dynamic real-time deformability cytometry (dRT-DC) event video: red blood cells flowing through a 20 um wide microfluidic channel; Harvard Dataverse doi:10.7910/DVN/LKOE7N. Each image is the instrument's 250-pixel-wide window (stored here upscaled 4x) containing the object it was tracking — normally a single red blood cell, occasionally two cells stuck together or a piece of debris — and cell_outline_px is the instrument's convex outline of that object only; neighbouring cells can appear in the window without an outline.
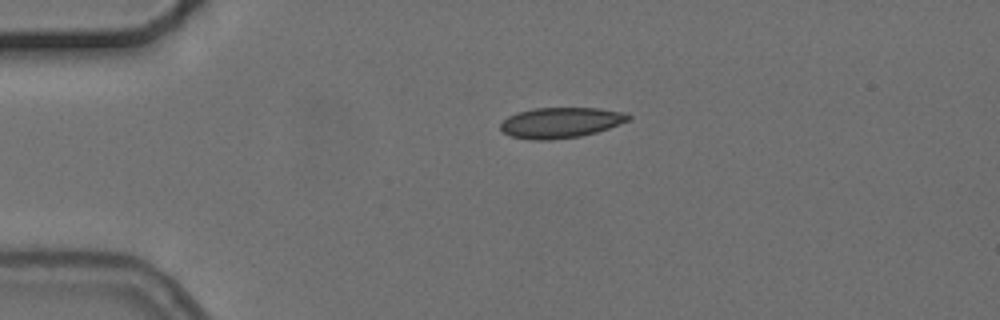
{"species": "common noctule bat (a hibernating species)", "species_latin": "Nyctalus noctula", "temperature_condition": "cold", "stored_images_in_passage": 3, "camera_frame_rate_fps": 3000, "um_per_image_px": 0.085, "animal": {"sex": "female", "body_mass_g": 24.6, "forearm_length_mm": 56.2}, "frame": {"image": 1, "passage_image": 3, "time_ms": 2.333, "image_size_px": [1000, 320], "cell_outline_px": [[632, 116], [628, 120], [620, 124], [596, 132], [580, 136], [548, 140], [532, 140], [512, 136], [504, 132], [500, 128], [500, 124], [508, 116], [516, 112], [532, 108], [600, 108], [628, 112]], "centroid_in_image_um": [47.68, 10.41], "position_along_channel_um": 37.3, "area_um2": 22.83}}